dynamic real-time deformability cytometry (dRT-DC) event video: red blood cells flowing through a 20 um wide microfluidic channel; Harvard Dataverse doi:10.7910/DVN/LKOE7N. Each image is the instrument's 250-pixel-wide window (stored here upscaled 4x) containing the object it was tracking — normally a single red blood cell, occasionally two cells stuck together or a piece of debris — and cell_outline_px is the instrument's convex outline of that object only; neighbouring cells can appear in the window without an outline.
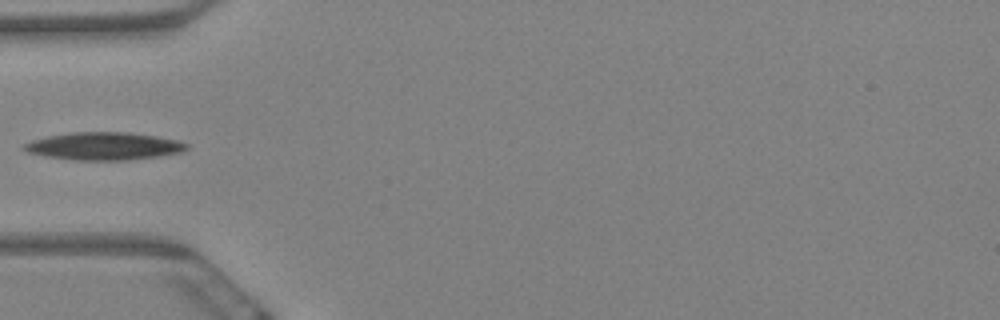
{"species": "Egyptian fruit bat (a non-hibernating species)", "species_latin": "Rousettus aegyptiacus", "temperature_condition": "warm", "stored_images_in_passage": 7, "camera_frame_rate_fps": 3000, "um_per_image_px": 0.085, "animal": {"sex": "female"}, "frame": {"image": 1, "passage_image": 3, "time_ms": 0.667, "image_size_px": [1000, 320], "cell_outline_px": [[188, 148], [180, 152], [160, 156], [128, 160], [72, 160], [44, 156], [28, 152], [20, 148], [24, 144], [32, 140], [48, 136], [72, 132], [128, 132], [156, 136], [176, 140], [188, 144]], "centroid_in_image_um": [8.8, 12.42], "position_along_channel_um": 76.2, "area_um2": 26.24}}
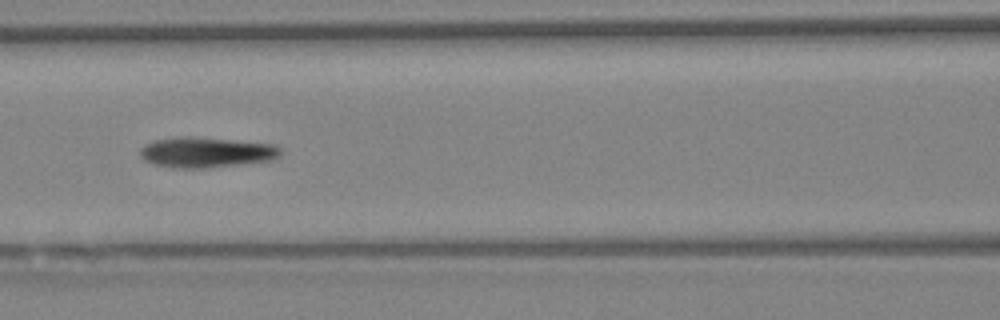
{"frame": {"image": 2, "passage_image": 5, "time_ms": 1.333, "image_size_px": [1000, 320], "cell_outline_px": [[280, 156], [272, 160], [208, 168], [172, 168], [152, 164], [144, 160], [140, 156], [140, 148], [144, 144], [152, 140], [180, 136], [192, 136], [276, 144], [280, 148]], "centroid_in_image_um": [17.49, 12.94], "position_along_channel_um": 149.1, "area_um2": 25.26}}
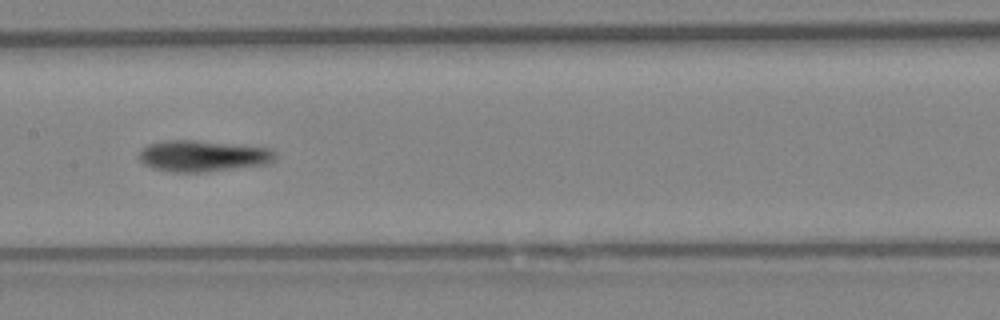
{"frame": {"image": 3, "passage_image": 6, "time_ms": 1.667, "image_size_px": [1000, 320], "cell_outline_px": [[276, 156], [268, 164], [204, 172], [172, 172], [152, 168], [144, 164], [140, 160], [140, 152], [148, 144], [164, 140], [196, 140], [268, 148], [276, 152]], "centroid_in_image_um": [17.23, 13.26], "position_along_channel_um": 190.2, "area_um2": 24.62}}